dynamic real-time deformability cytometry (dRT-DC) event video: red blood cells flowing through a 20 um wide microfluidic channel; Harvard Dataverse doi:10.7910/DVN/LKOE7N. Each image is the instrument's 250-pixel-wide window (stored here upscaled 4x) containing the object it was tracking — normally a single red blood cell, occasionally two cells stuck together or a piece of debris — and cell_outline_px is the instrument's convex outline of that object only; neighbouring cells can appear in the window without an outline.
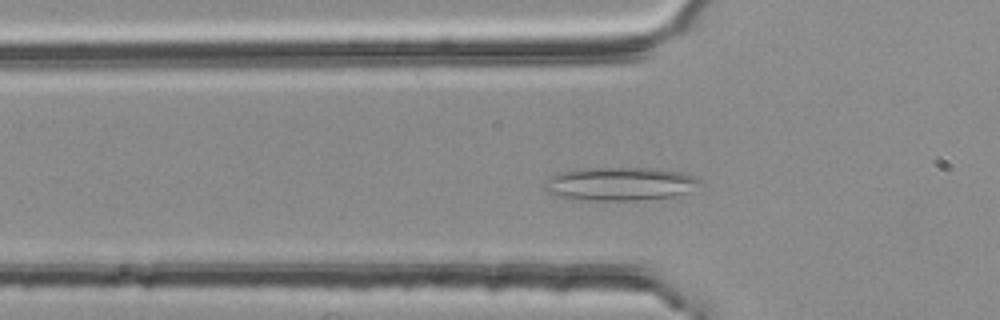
{"species": "common noctule bat (a hibernating species)", "species_latin": "Nyctalus noctula", "temperature_condition": "room temperature", "stored_images_in_passage": 46, "camera_frame_rate_fps": 3000, "um_per_image_px": 0.085, "animal": {"sex": "female", "body_mass_g": 25.1}, "frame": {"image": 1, "passage_image": 13, "time_ms": 4.0, "image_size_px": [1000, 320], "cell_outline_px": [[700, 180], [688, 192], [676, 196], [640, 200], [592, 200], [560, 196], [544, 192], [544, 184], [552, 176], [560, 172], [576, 168], [660, 168], [680, 172], [696, 176]], "centroid_in_image_um": [52.69, 15.61], "position_along_channel_um": 73.1, "area_um2": 30.11}}
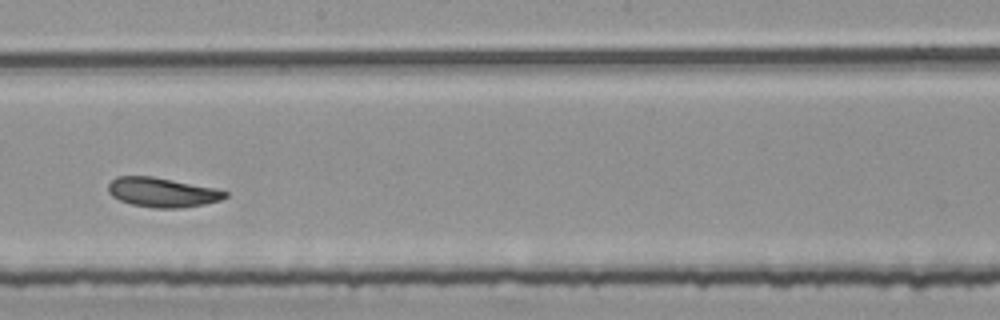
{"frame": {"image": 2, "passage_image": 26, "time_ms": 8.333, "image_size_px": [1000, 320], "cell_outline_px": [[228, 196], [220, 200], [204, 204], [176, 208], [156, 208], [132, 204], [120, 200], [112, 196], [108, 192], [108, 184], [116, 176], [152, 176], [216, 188], [228, 192]], "centroid_in_image_um": [13.79, 16.34], "position_along_channel_um": 234.4, "area_um2": 20.0}}
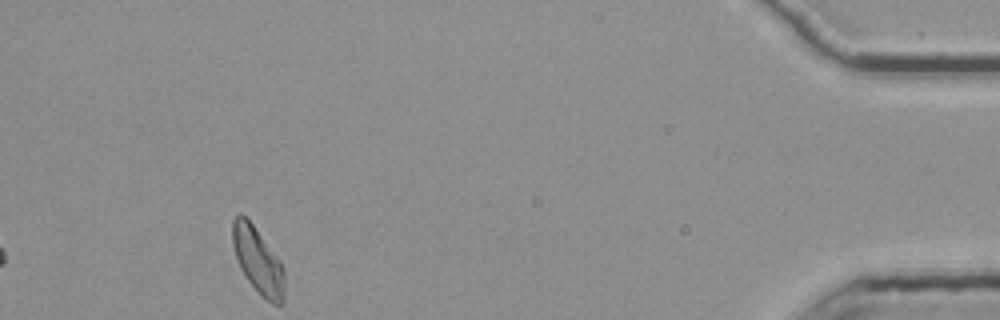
{"frame": {"image": 3, "passage_image": 46, "time_ms": 15.0, "image_size_px": [1000, 320], "cell_outline_px": [[284, 304], [272, 304], [244, 276], [240, 268], [232, 244], [232, 220], [240, 212], [252, 224], [280, 260], [284, 272]], "centroid_in_image_um": [21.92, 22.14], "position_along_channel_um": 413.3, "area_um2": 19.65}}